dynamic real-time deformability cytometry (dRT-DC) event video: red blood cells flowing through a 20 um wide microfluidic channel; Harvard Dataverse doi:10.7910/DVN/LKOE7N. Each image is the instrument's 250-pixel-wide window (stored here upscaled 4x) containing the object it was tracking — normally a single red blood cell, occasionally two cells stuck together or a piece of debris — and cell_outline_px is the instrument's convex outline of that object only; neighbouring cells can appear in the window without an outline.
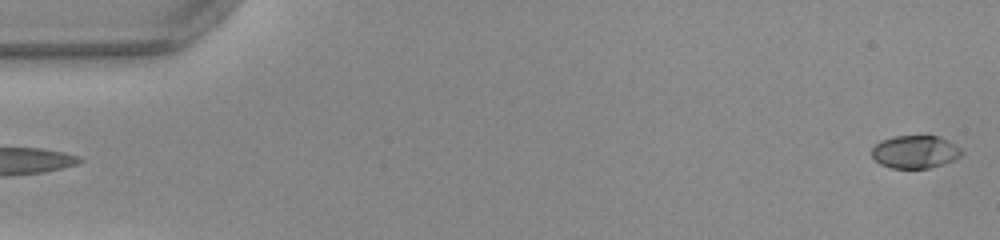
{"species": "common noctule bat (a hibernating species)", "species_latin": "Nyctalus noctula", "temperature_condition": "warm", "stored_images_in_passage": 51, "camera_frame_rate_fps": 3000, "um_per_image_px": 0.085, "animal": {"sex": "female", "body_mass_g": 22.0, "forearm_length_mm": 56.7}, "frame": {"image": 1, "passage_image": 1, "time_ms": 0.0, "image_size_px": [1000, 240], "cell_outline_px": [[964, 152], [960, 156], [952, 160], [928, 168], [892, 168], [880, 164], [872, 156], [872, 148], [880, 140], [892, 136], [936, 136], [948, 140], [960, 148]], "centroid_in_image_um": [77.76, 12.9], "position_along_channel_um": 7.2, "area_um2": 17.05}}
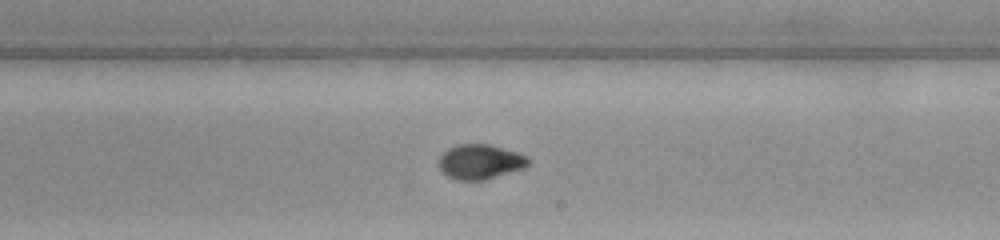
{"frame": {"image": 2, "passage_image": 30, "time_ms": 9.667, "image_size_px": [1000, 240], "cell_outline_px": [[528, 164], [524, 168], [484, 180], [456, 180], [448, 176], [440, 168], [440, 156], [448, 148], [460, 144], [488, 144], [520, 152], [528, 160]], "centroid_in_image_um": [40.82, 13.74], "position_along_channel_um": 248.2, "area_um2": 17.92}}
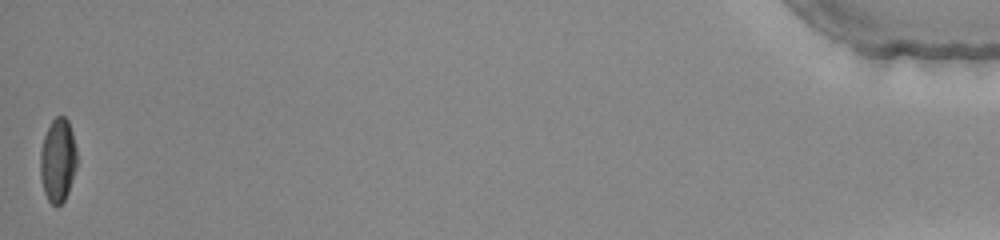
{"frame": {"image": 3, "passage_image": 51, "time_ms": 16.667, "image_size_px": [1000, 240], "cell_outline_px": [[76, 168], [68, 192], [64, 200], [56, 208], [48, 200], [44, 192], [40, 176], [40, 152], [44, 136], [52, 120], [56, 116], [64, 116], [68, 120], [72, 132], [76, 148]], "centroid_in_image_um": [4.91, 13.63], "position_along_channel_um": 430.3, "area_um2": 17.86}, "authors_computed_cell_mechanics": {"area_um2": 17.7446, "velocity_mm_per_s": 4.0138, "shape_relaxation_time_tau1_ms": 3.233, "shape_relaxation_time_tau2_ms": 1.5264, "deformation_change_tau1": 0.1729, "deformation_change_tau2": 0.0454}}